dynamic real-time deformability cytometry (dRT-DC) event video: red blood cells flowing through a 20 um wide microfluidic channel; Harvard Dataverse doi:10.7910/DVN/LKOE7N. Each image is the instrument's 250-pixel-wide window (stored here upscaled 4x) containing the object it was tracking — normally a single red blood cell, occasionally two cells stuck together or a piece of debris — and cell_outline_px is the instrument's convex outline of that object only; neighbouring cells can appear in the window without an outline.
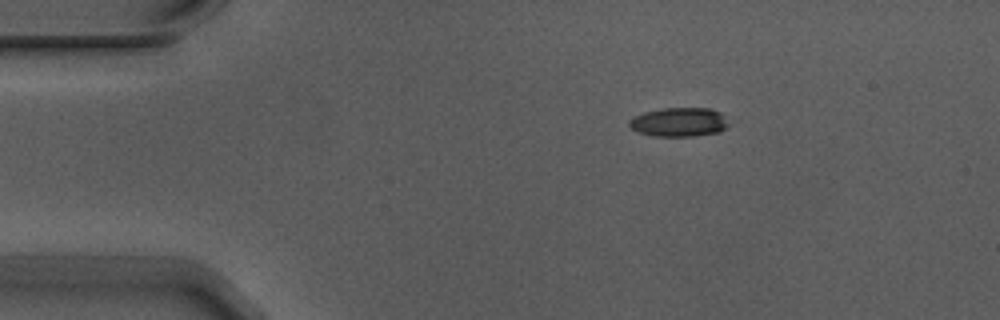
{"species": "Egyptian fruit bat (a non-hibernating species)", "species_latin": "Rousettus aegyptiacus", "temperature_condition": "warm", "stored_images_in_passage": 4, "camera_frame_rate_fps": 3000, "um_per_image_px": 0.085, "animal": {"sex": "male"}, "frame": {"image": 1, "passage_image": 4, "time_ms": 1.0, "image_size_px": [1000, 320], "cell_outline_px": [[728, 124], [720, 132], [692, 136], [656, 136], [640, 132], [632, 128], [628, 124], [628, 120], [644, 112], [664, 108], [708, 108], [720, 112]], "centroid_in_image_um": [57.71, 10.37], "position_along_channel_um": 27.3, "area_um2": 16.53}}